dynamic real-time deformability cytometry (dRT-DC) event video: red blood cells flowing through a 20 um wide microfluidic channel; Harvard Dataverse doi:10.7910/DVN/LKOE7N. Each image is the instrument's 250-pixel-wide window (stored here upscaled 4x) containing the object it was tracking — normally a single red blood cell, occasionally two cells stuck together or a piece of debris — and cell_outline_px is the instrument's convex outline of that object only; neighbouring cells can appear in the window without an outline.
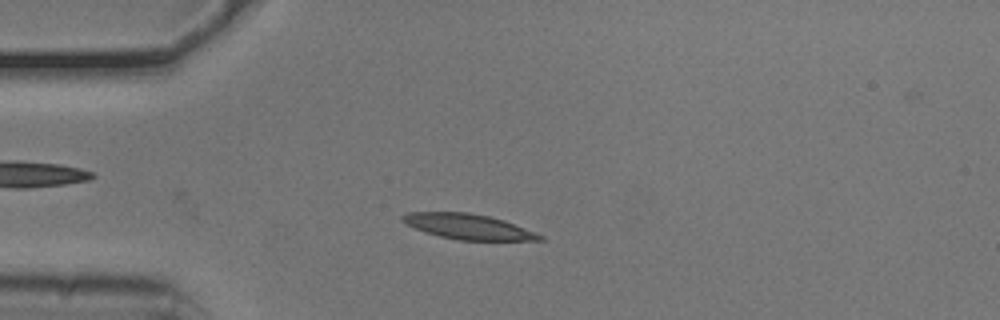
{"species": "common noctule bat (a hibernating species)", "species_latin": "Nyctalus noctula", "temperature_condition": "cold", "stored_images_in_passage": 33, "camera_frame_rate_fps": 3000, "um_per_image_px": 0.085, "animal": {"sex": "male", "body_mass_g": 20.5, "forearm_length_mm": 52.5}, "frame": {"image": 1, "passage_image": 7, "time_ms": 2.0, "image_size_px": [1000, 320], "cell_outline_px": [[544, 240], [456, 240], [424, 232], [400, 220], [400, 216], [408, 212], [468, 212], [488, 216], [504, 220], [544, 236]], "centroid_in_image_um": [39.77, 19.26], "position_along_channel_um": 45.2, "area_um2": 20.06}}
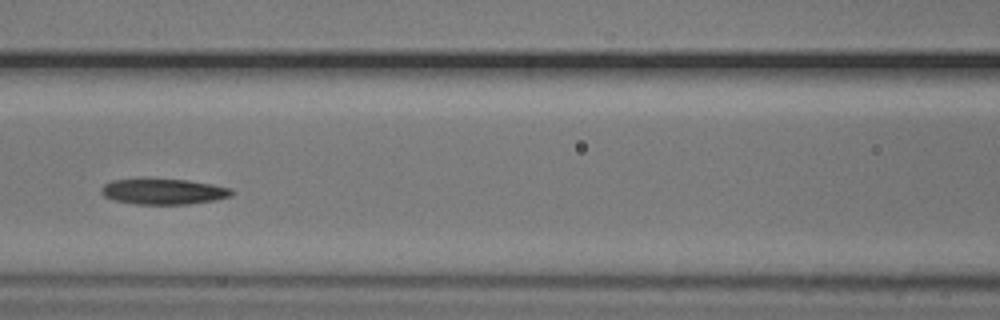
{"frame": {"image": 2, "passage_image": 17, "time_ms": 5.333, "image_size_px": [1000, 320], "cell_outline_px": [[236, 192], [232, 196], [212, 200], [188, 204], [136, 204], [116, 200], [104, 196], [100, 192], [100, 188], [104, 184], [112, 180], [140, 176], [144, 176], [188, 180], [212, 184], [232, 188]], "centroid_in_image_um": [13.86, 16.23], "position_along_channel_um": 152.7, "area_um2": 20.35}}
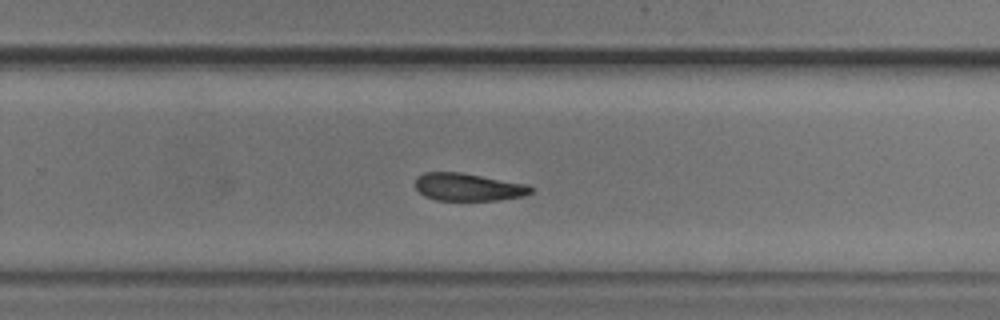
{"frame": {"image": 3, "passage_image": 28, "time_ms": 9.0, "image_size_px": [1000, 320], "cell_outline_px": [[536, 188], [532, 192], [524, 196], [500, 200], [436, 200], [424, 196], [416, 188], [416, 176], [424, 172], [460, 172], [528, 184]], "centroid_in_image_um": [39.83, 15.9], "position_along_channel_um": 290.0, "area_um2": 18.79}}